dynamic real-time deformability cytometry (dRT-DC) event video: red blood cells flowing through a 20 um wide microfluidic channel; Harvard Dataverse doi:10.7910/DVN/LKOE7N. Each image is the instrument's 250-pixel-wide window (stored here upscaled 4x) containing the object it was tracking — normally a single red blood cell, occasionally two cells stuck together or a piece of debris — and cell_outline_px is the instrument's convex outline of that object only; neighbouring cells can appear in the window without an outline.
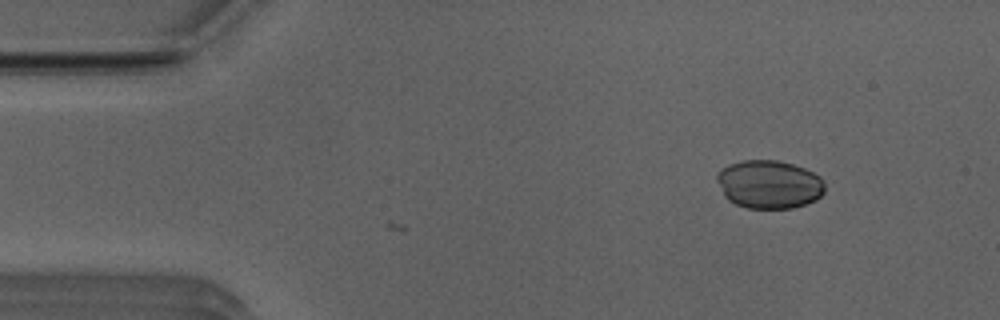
{"species": "Egyptian fruit bat (a non-hibernating species)", "species_latin": "Rousettus aegyptiacus", "temperature_condition": "room temperature", "stored_images_in_passage": 2, "camera_frame_rate_fps": 3000, "um_per_image_px": 0.085, "animal": {"sex": "male"}, "frame": {"image": 1, "passage_image": 2, "time_ms": 0.333, "image_size_px": [1000, 320], "cell_outline_px": [[824, 192], [816, 200], [792, 208], [748, 208], [736, 204], [728, 200], [724, 196], [716, 180], [716, 172], [720, 168], [728, 164], [744, 160], [776, 160], [792, 164], [804, 168], [820, 176], [824, 180]], "centroid_in_image_um": [65.35, 15.66], "position_along_channel_um": 19.7, "area_um2": 30.58}}